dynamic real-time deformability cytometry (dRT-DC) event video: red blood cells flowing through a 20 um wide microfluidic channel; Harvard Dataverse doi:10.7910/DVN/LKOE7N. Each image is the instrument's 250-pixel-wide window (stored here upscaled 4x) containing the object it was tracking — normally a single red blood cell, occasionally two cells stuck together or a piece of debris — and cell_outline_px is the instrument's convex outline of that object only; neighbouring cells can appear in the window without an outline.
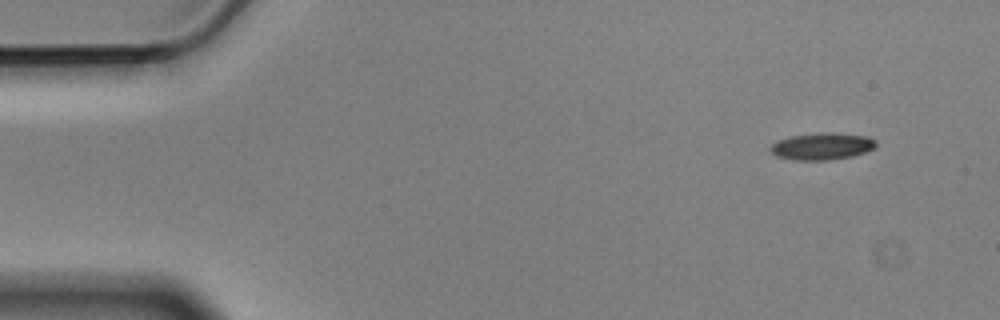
{"species": "Egyptian fruit bat (a non-hibernating species)", "species_latin": "Rousettus aegyptiacus", "temperature_condition": "cold", "stored_images_in_passage": 4, "camera_frame_rate_fps": 3000, "um_per_image_px": 0.085, "animal": {"sex": "male"}, "frame": {"image": 1, "passage_image": 1, "time_ms": 0.0, "image_size_px": [1000, 320], "cell_outline_px": [[876, 144], [872, 148], [864, 152], [852, 156], [828, 160], [796, 160], [776, 156], [768, 148], [776, 140], [788, 136], [816, 132], [832, 132], [868, 136], [876, 140]], "centroid_in_image_um": [69.83, 12.41], "position_along_channel_um": 15.2, "area_um2": 16.76}}
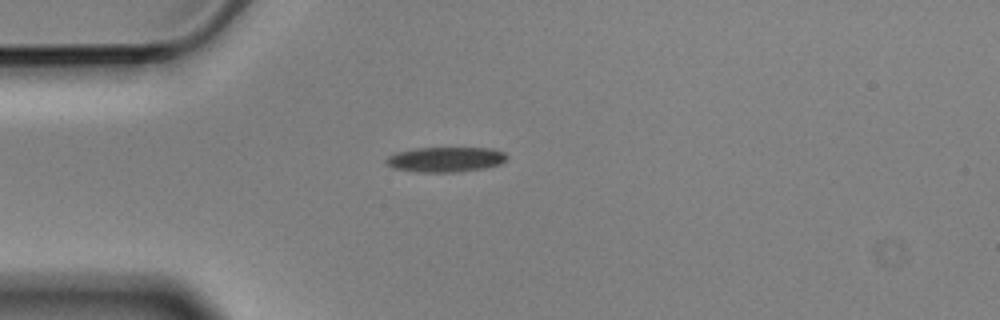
{"frame": {"image": 2, "passage_image": 4, "time_ms": 1.0, "image_size_px": [1000, 320], "cell_outline_px": [[508, 156], [500, 164], [484, 168], [460, 172], [416, 172], [392, 168], [384, 160], [388, 156], [396, 152], [416, 148], [492, 148], [504, 152]], "centroid_in_image_um": [37.86, 13.55], "position_along_channel_um": 47.1, "area_um2": 17.69}}